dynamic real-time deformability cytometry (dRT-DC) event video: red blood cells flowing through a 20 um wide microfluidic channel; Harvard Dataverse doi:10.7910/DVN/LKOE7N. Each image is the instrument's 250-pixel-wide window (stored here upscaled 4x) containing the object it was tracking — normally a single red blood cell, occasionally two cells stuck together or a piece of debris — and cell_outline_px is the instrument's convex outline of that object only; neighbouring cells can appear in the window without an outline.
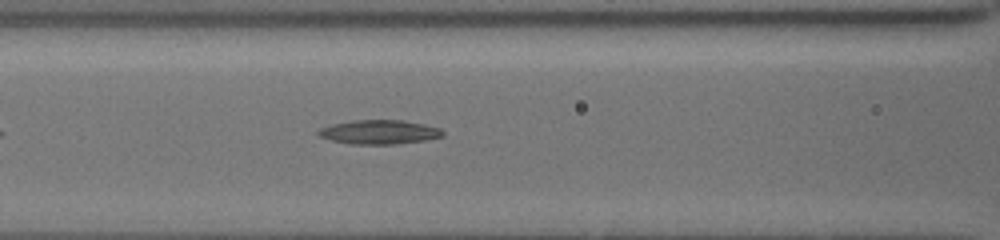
{"species": "common noctule bat (a hibernating species)", "species_latin": "Nyctalus noctula", "temperature_condition": "cold", "stored_images_in_passage": 40, "camera_frame_rate_fps": 3000, "um_per_image_px": 0.085, "animal": {"sex": "female", "body_mass_g": 19.5, "forearm_length_mm": 54.1}, "frame": {"image": 1, "passage_image": 10, "time_ms": 3.0, "image_size_px": [1000, 240], "cell_outline_px": [[444, 136], [424, 140], [396, 144], [352, 144], [332, 140], [320, 136], [316, 132], [320, 128], [332, 124], [352, 120], [404, 120], [424, 124], [440, 128], [444, 132]], "centroid_in_image_um": [32.25, 11.22], "position_along_channel_um": 134.4, "area_um2": 17.46}}
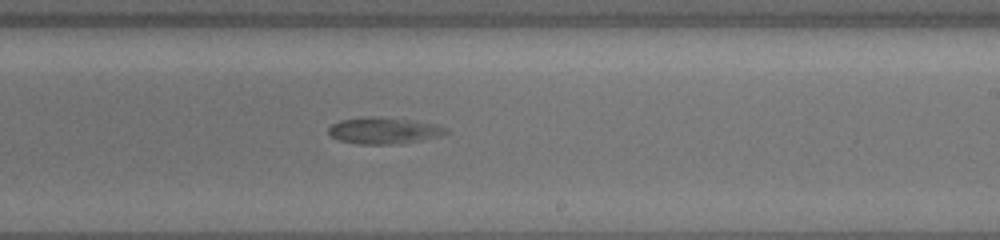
{"frame": {"image": 2, "passage_image": 20, "time_ms": 6.333, "image_size_px": [1000, 240], "cell_outline_px": [[448, 132], [440, 136], [388, 144], [360, 144], [340, 140], [332, 136], [328, 132], [328, 128], [332, 124], [340, 120], [376, 116], [432, 124], [448, 128]], "centroid_in_image_um": [32.56, 11.1], "position_along_channel_um": 256.4, "area_um2": 17.34}}
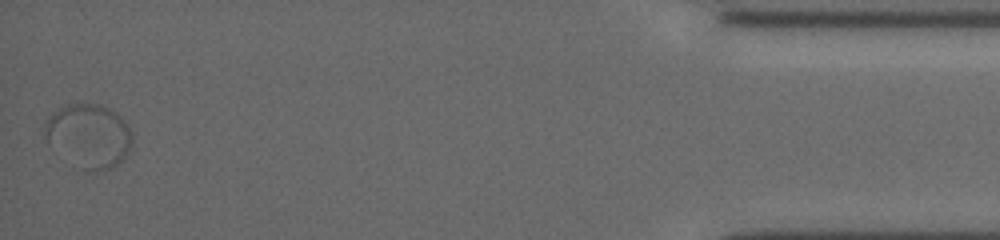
{"frame": {"image": 3, "passage_image": 40, "time_ms": 13.0, "image_size_px": [1000, 240], "cell_outline_px": [[132, 144], [124, 156], [116, 164], [104, 172], [88, 172], [80, 168], [48, 140], [44, 132], [48, 120], [52, 112], [68, 104], [100, 104], [116, 112], [124, 120], [132, 132]], "centroid_in_image_um": [7.61, 11.53], "position_along_channel_um": 427.6, "area_um2": 31.73}}